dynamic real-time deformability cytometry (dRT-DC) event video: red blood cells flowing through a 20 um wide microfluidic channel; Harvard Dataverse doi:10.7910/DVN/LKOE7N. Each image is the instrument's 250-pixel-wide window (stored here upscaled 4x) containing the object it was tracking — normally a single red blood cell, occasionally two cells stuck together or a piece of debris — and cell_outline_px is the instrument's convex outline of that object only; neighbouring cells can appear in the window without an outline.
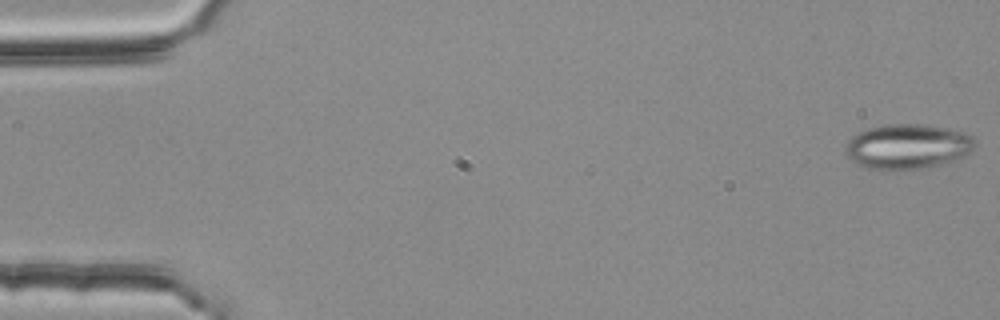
{"species": "common noctule bat (a hibernating species)", "species_latin": "Nyctalus noctula", "temperature_condition": "room temperature", "stored_images_in_passage": 4, "camera_frame_rate_fps": 3000, "um_per_image_px": 0.085, "animal": {"sex": "female", "body_mass_g": 25.1}, "frame": {"image": 1, "passage_image": 1, "time_ms": 0.0, "image_size_px": [1000, 320], "cell_outline_px": [[976, 140], [972, 148], [964, 156], [952, 160], [924, 168], [908, 172], [868, 168], [856, 164], [844, 152], [844, 148], [848, 140], [852, 136], [868, 128], [884, 124], [928, 124], [948, 128], [964, 132], [972, 136]], "centroid_in_image_um": [77.11, 12.46], "position_along_channel_um": 7.9, "area_um2": 34.33}}